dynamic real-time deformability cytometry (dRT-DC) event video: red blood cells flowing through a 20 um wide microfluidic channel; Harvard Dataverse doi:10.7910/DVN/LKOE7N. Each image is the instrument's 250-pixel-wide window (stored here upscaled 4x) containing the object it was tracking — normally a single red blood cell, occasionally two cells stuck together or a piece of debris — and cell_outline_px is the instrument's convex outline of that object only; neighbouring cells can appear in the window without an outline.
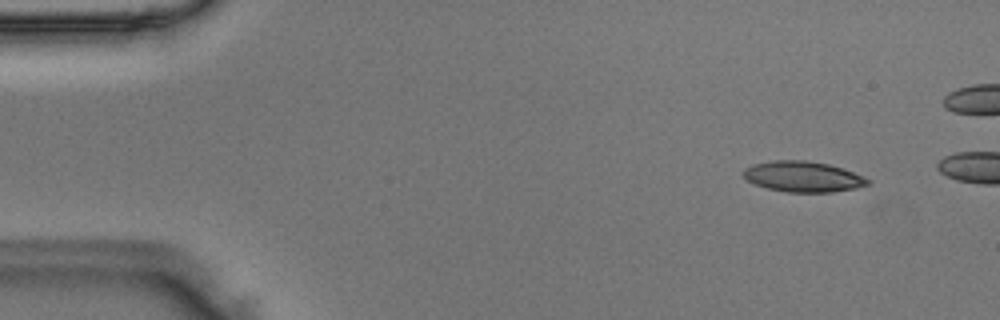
{"species": "Egyptian fruit bat (a non-hibernating species)", "species_latin": "Rousettus aegyptiacus", "temperature_condition": "room temperature", "stored_images_in_passage": 11, "camera_frame_rate_fps": 3000, "um_per_image_px": 0.085, "animal": {"sex": "male"}, "frame": {"image": 1, "passage_image": 4, "time_ms": 1.0, "image_size_px": [1000, 320], "cell_outline_px": [[872, 180], [868, 184], [856, 188], [832, 192], [788, 192], [768, 188], [756, 184], [748, 180], [744, 176], [744, 168], [752, 164], [772, 160], [804, 160], [828, 164], [852, 172]], "centroid_in_image_um": [68.25, 15.01], "position_along_channel_um": 16.8, "area_um2": 21.96}}